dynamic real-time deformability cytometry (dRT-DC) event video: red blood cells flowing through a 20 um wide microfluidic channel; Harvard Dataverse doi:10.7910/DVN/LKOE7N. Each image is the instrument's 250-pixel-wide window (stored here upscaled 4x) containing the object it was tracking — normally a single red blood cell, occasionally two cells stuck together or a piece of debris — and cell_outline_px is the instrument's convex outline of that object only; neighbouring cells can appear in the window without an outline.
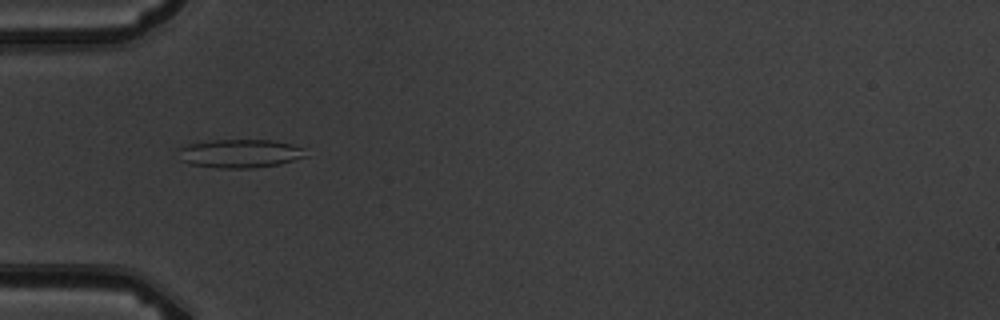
{"species": "common noctule bat (a hibernating species)", "species_latin": "Nyctalus noctula", "temperature_condition": "warm", "stored_images_in_passage": 6, "camera_frame_rate_fps": 3000, "um_per_image_px": 0.085, "animal": {"sex": "male", "body_mass_g": 19.5, "forearm_length_mm": 54.6}, "frame": {"image": 1, "passage_image": 1, "time_ms": 0.0, "image_size_px": [1000, 320], "cell_outline_px": [[308, 156], [280, 164], [252, 168], [220, 168], [188, 164], [180, 160], [180, 148], [188, 144], [212, 140], [272, 140], [292, 144], [304, 148]], "centroid_in_image_um": [20.43, 13.05], "position_along_channel_um": 64.6, "area_um2": 21.21}}
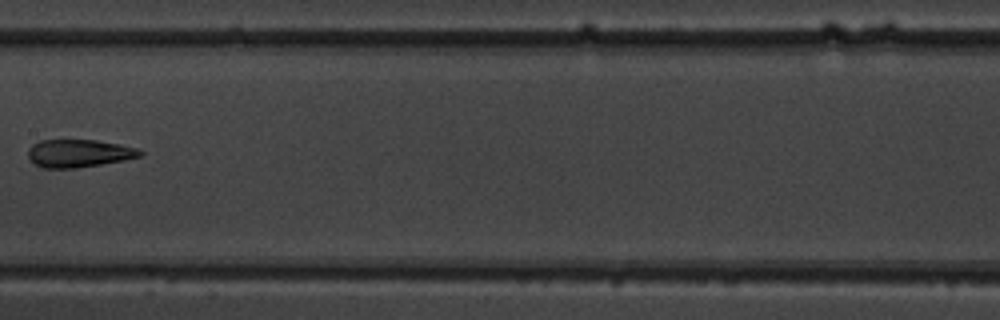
{"frame": {"image": 2, "passage_image": 4, "time_ms": 3.667, "image_size_px": [1000, 320], "cell_outline_px": [[144, 152], [140, 156], [124, 160], [76, 168], [40, 168], [28, 156], [28, 148], [32, 144], [40, 140], [96, 140], [120, 144], [140, 148]], "centroid_in_image_um": [6.71, 13.02], "position_along_channel_um": 200.7, "area_um2": 18.21}}
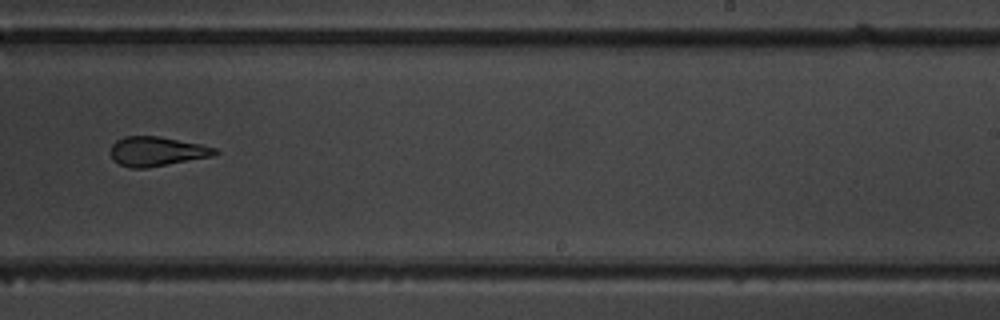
{"frame": {"image": 3, "passage_image": 6, "time_ms": 5.667, "image_size_px": [1000, 320], "cell_outline_px": [[220, 152], [212, 156], [168, 164], [144, 168], [128, 168], [112, 160], [112, 144], [116, 140], [124, 136], [160, 136], [200, 144], [216, 148]], "centroid_in_image_um": [13.32, 12.86], "position_along_channel_um": 275.7, "area_um2": 17.8}}